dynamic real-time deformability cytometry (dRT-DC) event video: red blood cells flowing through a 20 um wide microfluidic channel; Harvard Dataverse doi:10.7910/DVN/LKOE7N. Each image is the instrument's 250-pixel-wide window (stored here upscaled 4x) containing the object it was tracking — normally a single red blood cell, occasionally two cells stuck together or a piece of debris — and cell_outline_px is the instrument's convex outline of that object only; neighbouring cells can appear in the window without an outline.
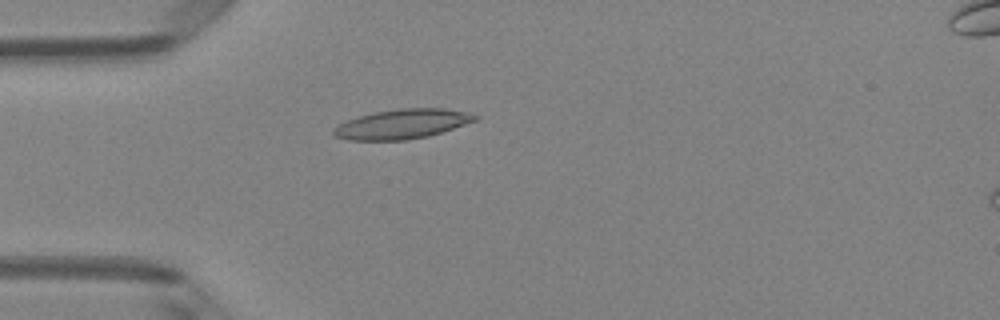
{"species": "Egyptian fruit bat (a non-hibernating species)", "species_latin": "Rousettus aegyptiacus", "temperature_condition": "room temperature", "stored_images_in_passage": 4, "camera_frame_rate_fps": 3000, "um_per_image_px": 0.085, "animal": {"sex": "female"}, "frame": {"image": 1, "passage_image": 4, "time_ms": 1.0, "image_size_px": [1000, 320], "cell_outline_px": [[480, 116], [476, 120], [428, 136], [404, 140], [348, 140], [336, 136], [332, 132], [340, 124], [348, 120], [360, 116], [376, 112], [400, 108], [444, 108], [464, 112]], "centroid_in_image_um": [34.19, 10.54], "position_along_channel_um": 50.8, "area_um2": 23.87}}